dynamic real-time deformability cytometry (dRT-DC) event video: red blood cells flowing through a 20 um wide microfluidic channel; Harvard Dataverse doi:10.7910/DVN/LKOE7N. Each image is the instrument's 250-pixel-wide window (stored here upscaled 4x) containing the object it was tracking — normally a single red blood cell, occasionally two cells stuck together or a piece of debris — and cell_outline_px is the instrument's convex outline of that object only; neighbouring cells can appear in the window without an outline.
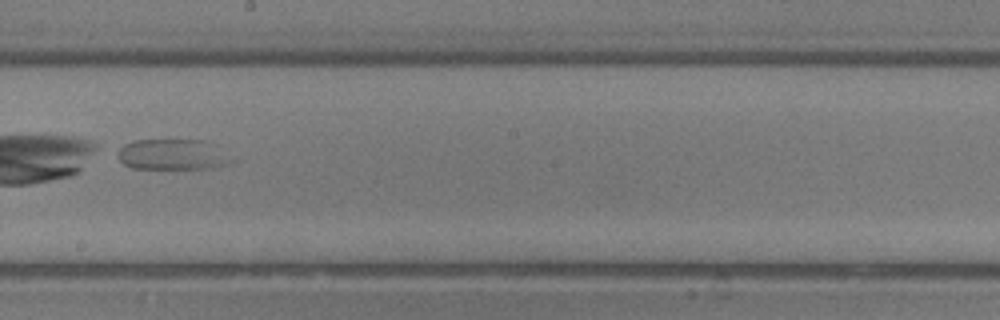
{"species": "common noctule bat (a hibernating species)", "species_latin": "Nyctalus noctula", "temperature_condition": "room temperature", "stored_images_in_passage": 9, "camera_frame_rate_fps": 3000, "um_per_image_px": 0.085, "animal": {"sex": "male", "body_mass_g": 13.3}, "frame": {"image": 1, "passage_image": 8, "time_ms": 9.0, "image_size_px": [1000, 320], "cell_outline_px": [[236, 160], [228, 164], [208, 168], [132, 168], [124, 164], [116, 156], [116, 152], [124, 144], [132, 140], [208, 140]], "centroid_in_image_um": [14.66, 13.12], "position_along_channel_um": 233.5, "area_um2": 20.46}}
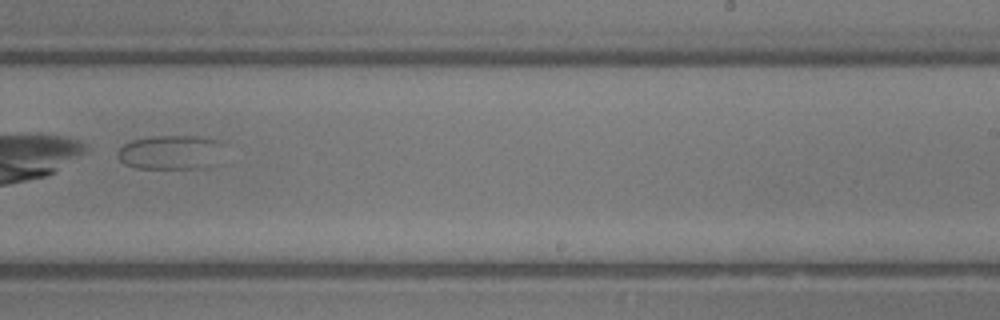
{"frame": {"image": 2, "passage_image": 9, "time_ms": 10.0, "image_size_px": [1000, 320], "cell_outline_px": [[228, 144], [208, 168], [136, 168], [124, 164], [116, 156], [116, 152], [124, 144], [132, 140], [152, 136], [208, 136], [220, 140]], "centroid_in_image_um": [14.55, 12.92], "position_along_channel_um": 274.5, "area_um2": 21.68}}